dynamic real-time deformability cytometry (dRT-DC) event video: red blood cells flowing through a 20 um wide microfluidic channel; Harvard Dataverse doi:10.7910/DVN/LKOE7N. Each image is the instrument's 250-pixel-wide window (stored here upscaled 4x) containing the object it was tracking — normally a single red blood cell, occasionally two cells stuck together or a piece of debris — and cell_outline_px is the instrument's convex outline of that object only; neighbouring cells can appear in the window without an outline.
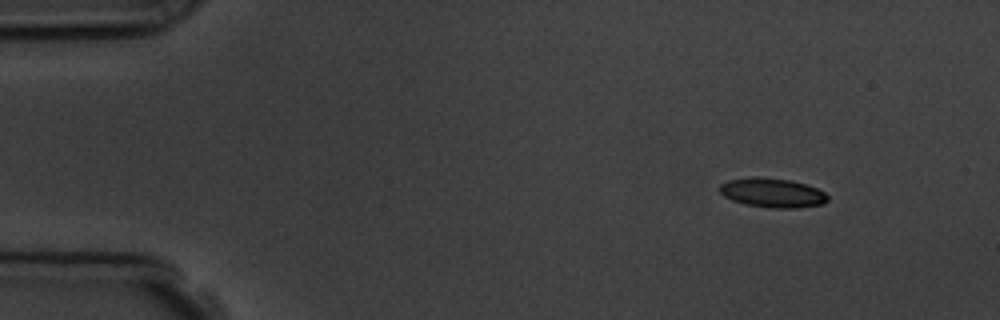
{"species": "common noctule bat (a hibernating species)", "species_latin": "Nyctalus noctula", "temperature_condition": "room temperature", "stored_images_in_passage": 3, "camera_frame_rate_fps": 3000, "um_per_image_px": 0.085, "animal": {"sex": "male", "body_mass_g": 19.5, "forearm_length_mm": 54.6}, "frame": {"image": 1, "passage_image": 1, "time_ms": 0.0, "image_size_px": [1000, 320], "cell_outline_px": [[828, 200], [824, 204], [792, 208], [772, 208], [744, 204], [732, 200], [724, 196], [720, 192], [720, 184], [728, 180], [752, 176], [756, 176], [788, 180], [804, 184], [816, 188], [824, 192], [828, 196]], "centroid_in_image_um": [65.63, 16.38], "position_along_channel_um": 19.4, "area_um2": 18.38}}
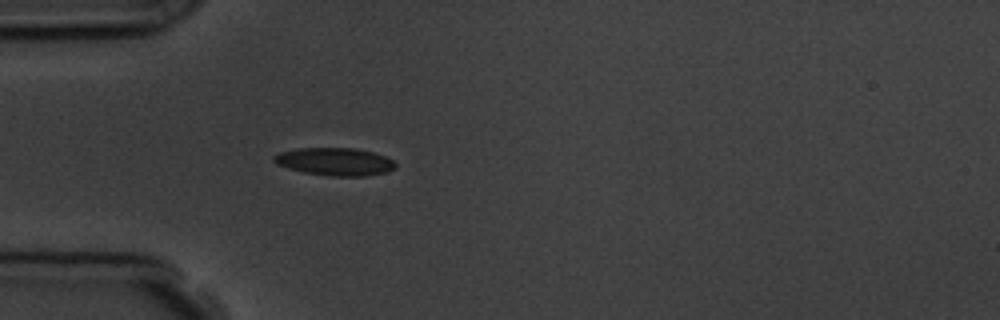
{"frame": {"image": 2, "passage_image": 3, "time_ms": 3.333, "image_size_px": [1000, 320], "cell_outline_px": [[396, 168], [384, 172], [364, 176], [332, 176], [304, 172], [288, 168], [276, 164], [272, 160], [272, 156], [280, 152], [296, 148], [352, 148], [372, 152], [384, 156], [392, 160], [396, 164]], "centroid_in_image_um": [28.42, 13.73], "position_along_channel_um": 56.6, "area_um2": 19.54}}